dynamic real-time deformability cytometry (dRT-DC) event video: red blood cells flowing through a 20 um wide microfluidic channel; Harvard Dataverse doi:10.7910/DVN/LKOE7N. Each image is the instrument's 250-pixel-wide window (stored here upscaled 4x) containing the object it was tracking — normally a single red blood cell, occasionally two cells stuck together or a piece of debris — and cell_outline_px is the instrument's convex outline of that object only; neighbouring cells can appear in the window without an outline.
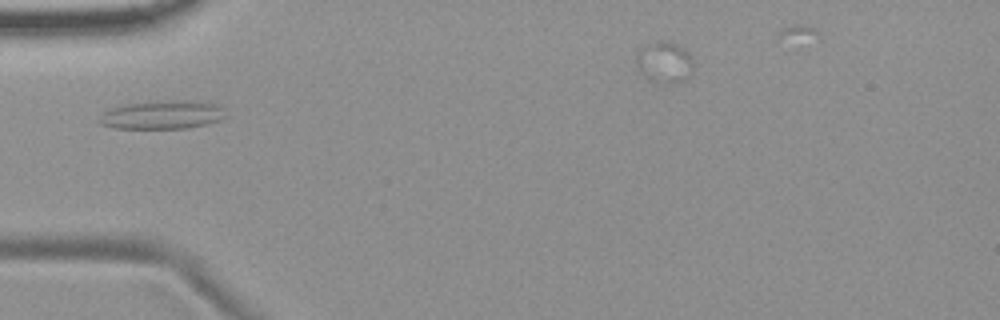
{"species": "common noctule bat (a hibernating species)", "species_latin": "Nyctalus noctula", "temperature_condition": "room temperature", "stored_images_in_passage": 1, "camera_frame_rate_fps": 3000, "um_per_image_px": 0.085, "animal": {"sex": "female", "body_mass_g": 19.9}, "frame": {"image": 1, "passage_image": 1, "time_ms": 0.0, "image_size_px": [1000, 320], "cell_outline_px": [[228, 116], [220, 120], [208, 124], [188, 128], [112, 128], [100, 124], [100, 116], [104, 112], [112, 108], [128, 104], [156, 100], [196, 100], [220, 104], [224, 108]], "centroid_in_image_um": [13.9, 9.74], "position_along_channel_um": 71.1, "area_um2": 21.39}}